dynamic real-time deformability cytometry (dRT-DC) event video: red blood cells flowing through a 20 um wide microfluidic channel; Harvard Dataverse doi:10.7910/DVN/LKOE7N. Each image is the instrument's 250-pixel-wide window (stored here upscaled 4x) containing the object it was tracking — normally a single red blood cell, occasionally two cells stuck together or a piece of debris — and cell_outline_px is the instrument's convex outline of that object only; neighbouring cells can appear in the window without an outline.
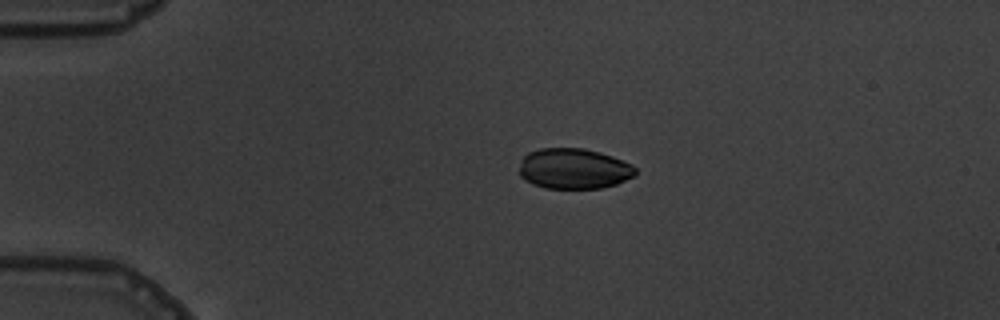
{"species": "common noctule bat (a hibernating species)", "species_latin": "Nyctalus noctula", "temperature_condition": "warm", "stored_images_in_passage": 5, "camera_frame_rate_fps": 3000, "um_per_image_px": 0.085, "animal": {"sex": "male", "body_mass_g": 19.5, "forearm_length_mm": 54.6}, "frame": {"image": 1, "passage_image": 3, "time_ms": 2.333, "image_size_px": [1000, 320], "cell_outline_px": [[636, 176], [616, 184], [600, 188], [544, 188], [532, 184], [524, 180], [520, 176], [520, 160], [528, 152], [540, 148], [584, 148], [600, 152], [612, 156], [632, 164], [636, 168]], "centroid_in_image_um": [48.77, 14.33], "position_along_channel_um": 36.2, "area_um2": 27.69}}
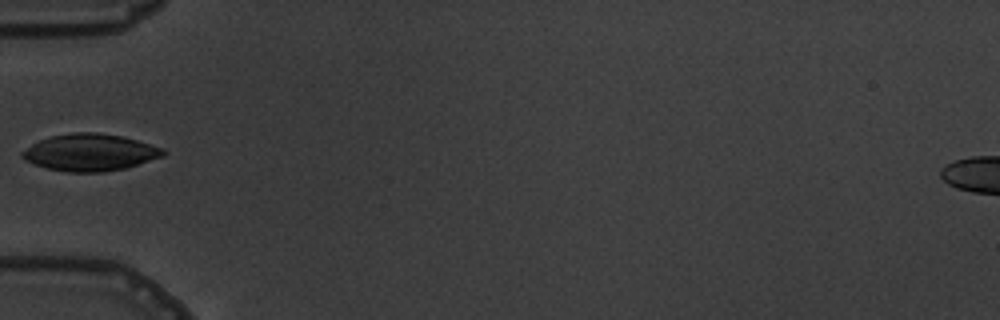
{"frame": {"image": 2, "passage_image": 5, "time_ms": 4.667, "image_size_px": [1000, 320], "cell_outline_px": [[168, 152], [164, 156], [124, 168], [104, 172], [68, 172], [48, 168], [24, 160], [20, 156], [20, 152], [32, 144], [40, 140], [52, 136], [72, 132], [96, 132], [120, 136], [136, 140], [164, 148]], "centroid_in_image_um": [7.65, 12.95], "position_along_channel_um": 77.3, "area_um2": 30.23}}